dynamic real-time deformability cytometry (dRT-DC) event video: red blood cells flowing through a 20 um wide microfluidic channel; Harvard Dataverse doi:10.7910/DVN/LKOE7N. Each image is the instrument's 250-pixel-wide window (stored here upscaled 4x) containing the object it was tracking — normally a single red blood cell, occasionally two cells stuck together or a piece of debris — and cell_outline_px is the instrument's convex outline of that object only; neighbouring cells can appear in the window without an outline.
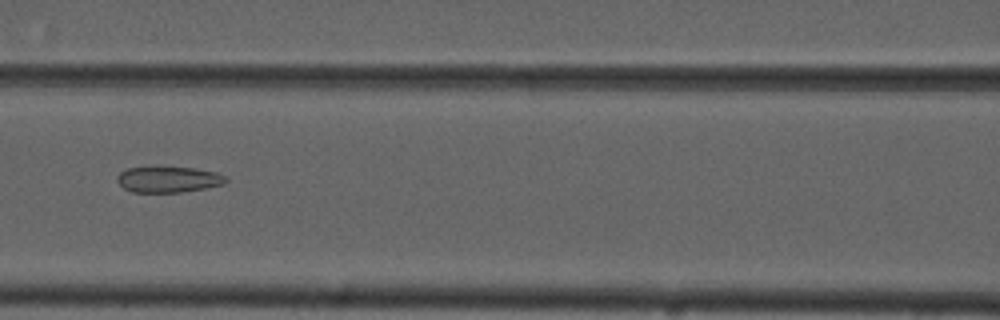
{"species": "common noctule bat (a hibernating species)", "species_latin": "Nyctalus noctula", "temperature_condition": "cold", "stored_images_in_passage": 9, "camera_frame_rate_fps": 3000, "um_per_image_px": 0.085, "animal": {"sex": "male", "forearm_length_mm": 52.5}, "frame": {"image": 1, "passage_image": 7, "time_ms": 8.0, "image_size_px": [1000, 320], "cell_outline_px": [[228, 180], [224, 184], [204, 188], [180, 192], [132, 192], [124, 188], [116, 180], [116, 176], [120, 172], [128, 168], [196, 168], [216, 172], [224, 176]], "centroid_in_image_um": [14.3, 15.26], "position_along_channel_um": 152.3, "area_um2": 16.13}}
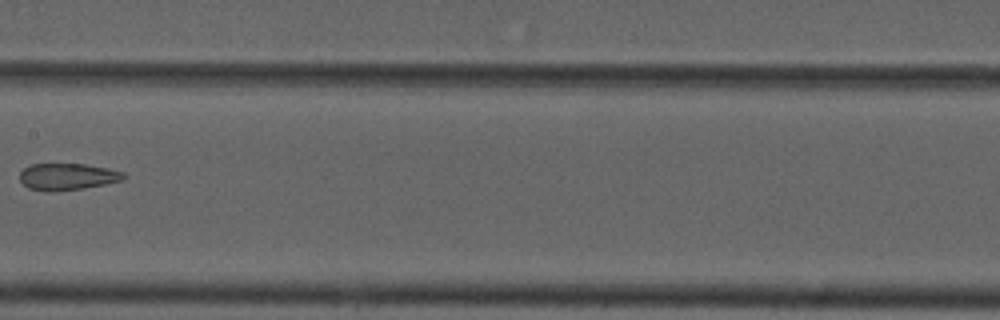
{"frame": {"image": 2, "passage_image": 8, "time_ms": 9.333, "image_size_px": [1000, 320], "cell_outline_px": [[124, 180], [104, 184], [80, 188], [52, 192], [28, 188], [20, 180], [20, 172], [24, 168], [32, 164], [84, 164], [108, 168], [124, 172]], "centroid_in_image_um": [5.72, 15.01], "position_along_channel_um": 201.7, "area_um2": 16.01}}
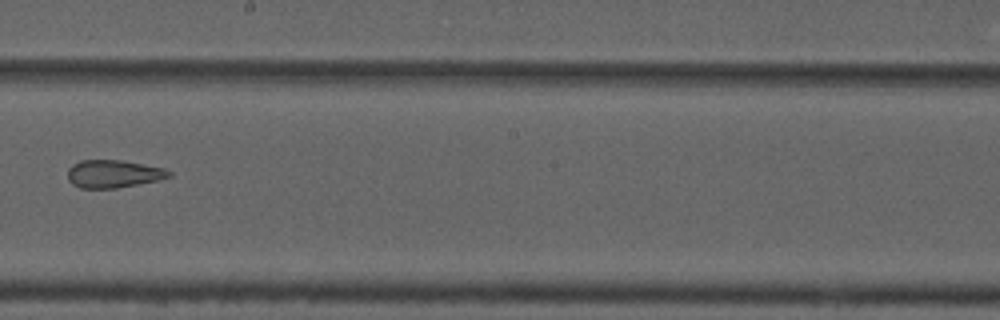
{"frame": {"image": 3, "passage_image": 9, "time_ms": 10.333, "image_size_px": [1000, 320], "cell_outline_px": [[172, 176], [160, 180], [116, 188], [80, 188], [72, 184], [68, 180], [68, 168], [72, 164], [80, 160], [120, 160], [164, 168], [172, 172]], "centroid_in_image_um": [9.63, 14.78], "position_along_channel_um": 238.6, "area_um2": 16.47}}